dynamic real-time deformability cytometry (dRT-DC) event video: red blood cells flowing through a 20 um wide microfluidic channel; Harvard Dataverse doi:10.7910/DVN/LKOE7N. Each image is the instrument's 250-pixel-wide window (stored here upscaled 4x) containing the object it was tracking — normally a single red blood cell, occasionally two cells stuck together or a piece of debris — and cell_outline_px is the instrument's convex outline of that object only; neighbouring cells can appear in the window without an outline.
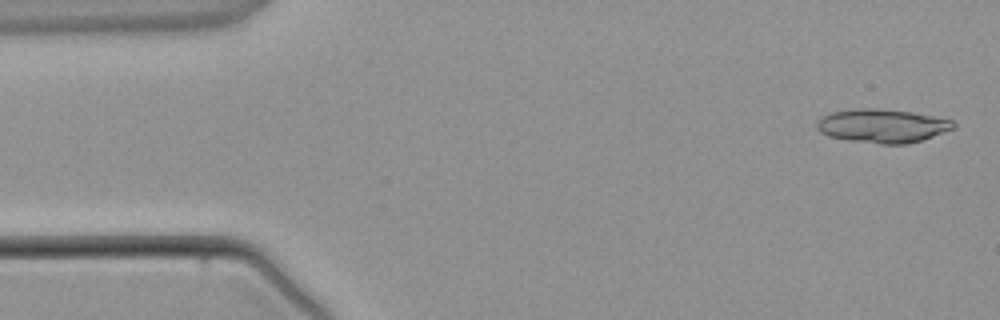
{"species": "common noctule bat (a hibernating species)", "species_latin": "Nyctalus noctula", "temperature_condition": "warm", "stored_images_in_passage": 4, "segment_of_instrument_passage": [1, 2], "camera_frame_rate_fps": 3000, "um_per_image_px": 0.085, "animal": {"sex": "male", "body_mass_g": 21.5, "forearm_length_mm": 52.0}, "frame": {"image": 1, "passage_image": 1, "time_ms": 0.0, "image_size_px": [1000, 320], "cell_outline_px": [[956, 128], [920, 140], [904, 144], [880, 144], [852, 140], [828, 136], [820, 132], [816, 128], [816, 120], [820, 116], [832, 112], [860, 108], [872, 108], [912, 112], [952, 120], [956, 124]], "centroid_in_image_um": [74.97, 10.69], "position_along_channel_um": 10.0, "area_um2": 26.65}}